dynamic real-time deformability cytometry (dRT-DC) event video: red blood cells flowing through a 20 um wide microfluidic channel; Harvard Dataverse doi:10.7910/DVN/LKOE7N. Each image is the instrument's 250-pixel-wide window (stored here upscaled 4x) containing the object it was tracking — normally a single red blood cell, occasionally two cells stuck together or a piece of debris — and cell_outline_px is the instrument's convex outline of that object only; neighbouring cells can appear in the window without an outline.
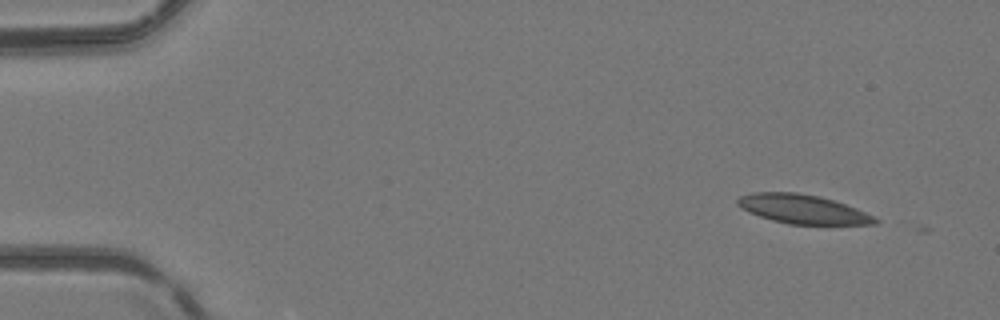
{"species": "common noctule bat (a hibernating species)", "species_latin": "Nyctalus noctula", "temperature_condition": "room temperature", "stored_images_in_passage": 5, "camera_frame_rate_fps": 3000, "um_per_image_px": 0.085, "animal": {"sex": "female", "body_mass_g": 24.6, "forearm_length_mm": 56.2}, "frame": {"image": 1, "passage_image": 1, "time_ms": 0.0, "image_size_px": [1000, 320], "cell_outline_px": [[880, 220], [876, 224], [788, 224], [772, 220], [748, 212], [736, 204], [736, 200], [740, 196], [752, 192], [796, 192], [820, 196], [856, 208]], "centroid_in_image_um": [68.19, 17.77], "position_along_channel_um": 16.8, "area_um2": 23.12}}
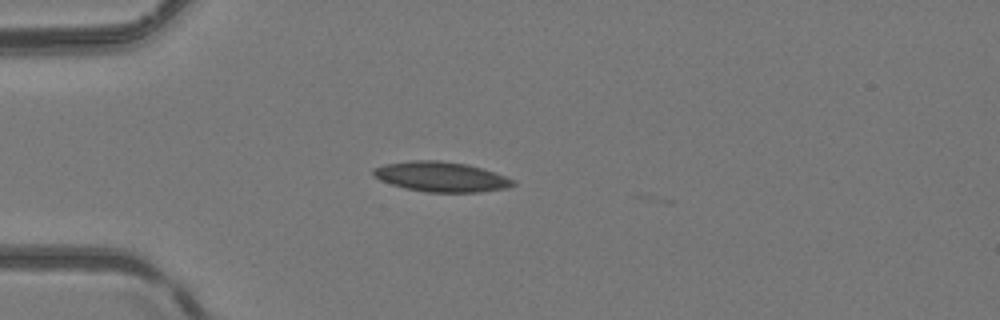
{"frame": {"image": 2, "passage_image": 3, "time_ms": 3.333, "image_size_px": [1000, 320], "cell_outline_px": [[516, 184], [508, 188], [480, 192], [428, 192], [404, 188], [380, 180], [372, 176], [372, 168], [384, 164], [412, 160], [440, 160], [468, 164], [496, 172], [516, 180]], "centroid_in_image_um": [37.51, 15.02], "position_along_channel_um": 47.5, "area_um2": 24.74}}
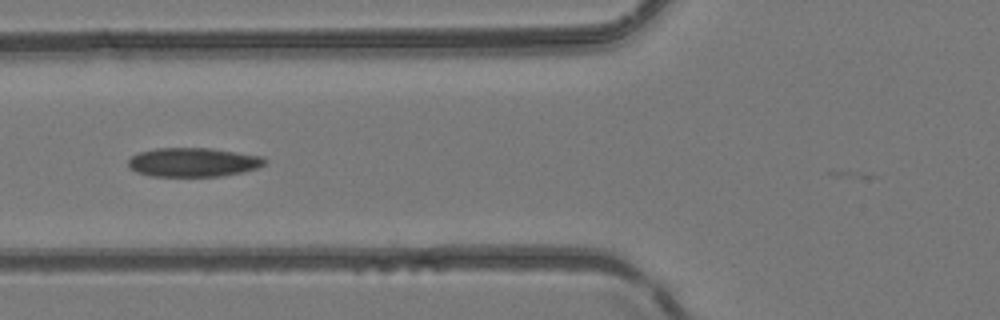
{"frame": {"image": 3, "passage_image": 5, "time_ms": 5.333, "image_size_px": [1000, 320], "cell_outline_px": [[268, 160], [264, 164], [256, 168], [244, 172], [220, 176], [152, 176], [136, 172], [128, 168], [128, 160], [132, 156], [140, 152], [156, 148], [208, 148], [264, 156]], "centroid_in_image_um": [16.42, 13.79], "position_along_channel_um": 109.4, "area_um2": 23.12}}